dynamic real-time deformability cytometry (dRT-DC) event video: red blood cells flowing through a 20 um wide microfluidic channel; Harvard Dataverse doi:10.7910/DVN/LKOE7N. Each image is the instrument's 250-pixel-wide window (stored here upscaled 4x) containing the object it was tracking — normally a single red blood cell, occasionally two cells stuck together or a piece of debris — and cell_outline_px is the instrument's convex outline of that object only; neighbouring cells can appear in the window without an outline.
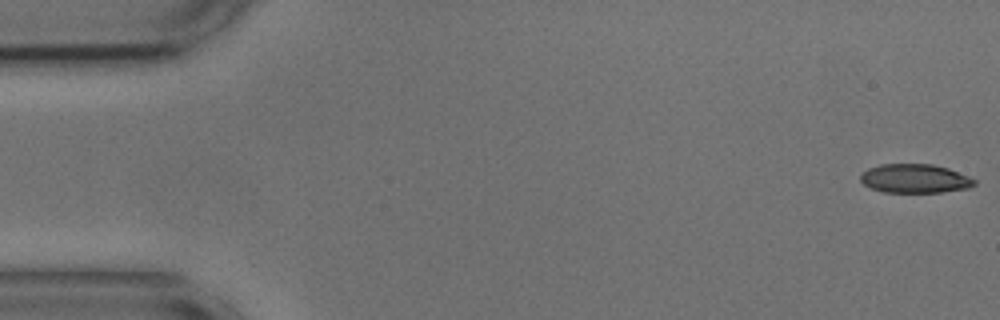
{"species": "common noctule bat (a hibernating species)", "species_latin": "Nyctalus noctula", "temperature_condition": "cold", "stored_images_in_passage": 9, "camera_frame_rate_fps": 3000, "um_per_image_px": 0.085, "animal": {"sex": "male", "body_mass_g": 17.9, "forearm_length_mm": 54.2}, "frame": {"image": 1, "passage_image": 1, "time_ms": 0.0, "image_size_px": [1000, 320], "cell_outline_px": [[976, 184], [968, 188], [940, 192], [884, 192], [872, 188], [864, 184], [860, 180], [860, 176], [868, 168], [880, 164], [932, 164], [948, 168], [968, 176], [976, 180]], "centroid_in_image_um": [77.77, 15.17], "position_along_channel_um": 7.2, "area_um2": 19.07}}